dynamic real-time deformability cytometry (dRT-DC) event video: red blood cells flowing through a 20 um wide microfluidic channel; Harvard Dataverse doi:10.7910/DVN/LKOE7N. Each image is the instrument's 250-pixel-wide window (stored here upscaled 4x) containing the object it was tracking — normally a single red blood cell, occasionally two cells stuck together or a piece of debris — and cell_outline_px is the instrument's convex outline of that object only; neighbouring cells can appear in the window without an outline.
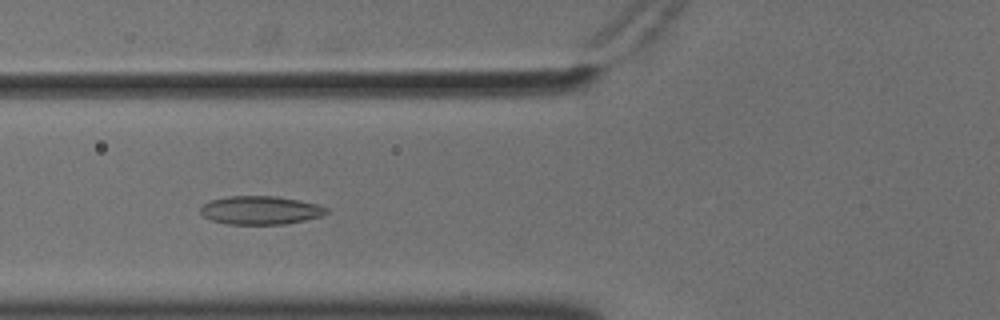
{"species": "common noctule bat (a hibernating species)", "species_latin": "Nyctalus noctula", "temperature_condition": "cold", "stored_images_in_passage": 55, "camera_frame_rate_fps": 3000, "um_per_image_px": 0.085, "animal": {"sex": "male", "body_mass_g": 18.8}, "frame": {"image": 1, "passage_image": 21, "time_ms": 6.667, "image_size_px": [1000, 320], "cell_outline_px": [[328, 212], [320, 216], [304, 220], [284, 224], [228, 224], [212, 220], [204, 216], [200, 212], [200, 208], [204, 204], [212, 200], [228, 196], [276, 196], [300, 200], [316, 204], [328, 208]], "centroid_in_image_um": [22.14, 17.86], "position_along_channel_um": 103.7, "area_um2": 20.69}}
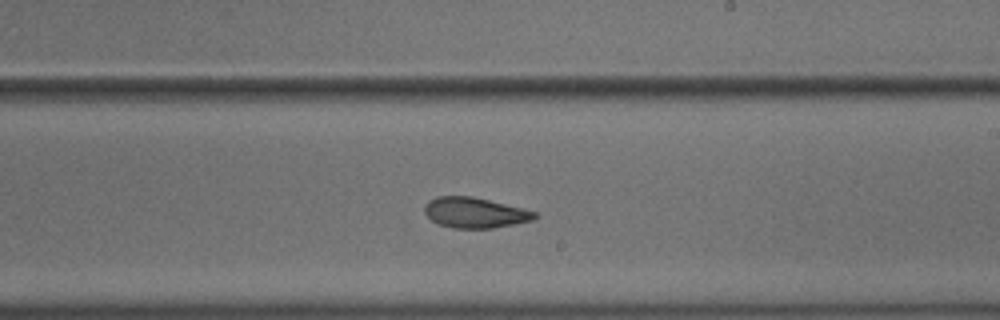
{"frame": {"image": 2, "passage_image": 33, "time_ms": 10.667, "image_size_px": [1000, 320], "cell_outline_px": [[536, 216], [532, 220], [492, 228], [452, 228], [440, 224], [432, 220], [424, 212], [424, 204], [428, 200], [436, 196], [472, 196], [536, 212]], "centroid_in_image_um": [40.29, 18.07], "position_along_channel_um": 248.7, "area_um2": 19.25}}
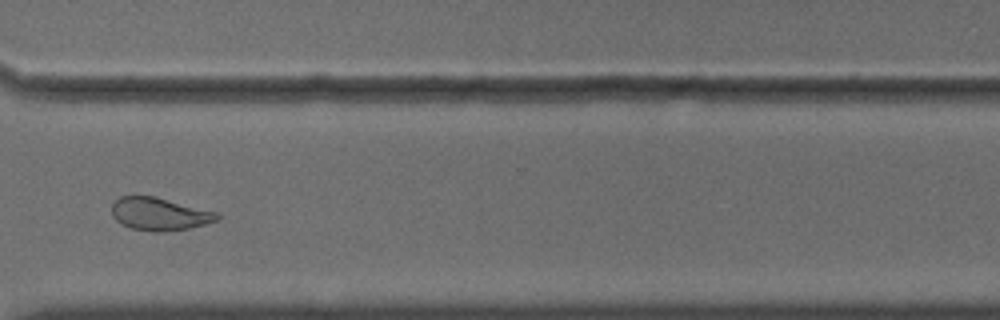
{"frame": {"image": 3, "passage_image": 42, "time_ms": 13.667, "image_size_px": [1000, 320], "cell_outline_px": [[220, 220], [192, 228], [164, 232], [160, 232], [132, 228], [116, 220], [112, 216], [112, 204], [120, 196], [152, 196], [216, 212], [220, 216]], "centroid_in_image_um": [13.57, 18.2], "position_along_channel_um": 357.0, "area_um2": 19.88}, "authors_computed_cell_mechanics": {"area_um2": 21.386, "velocity_mm_per_s": 3.6128, "shape_relaxation_time_tau1_ms": 9.0475, "shape_relaxation_time_tau2_ms": 2.9363, "deformation_change_tau1": 0.1586, "deformation_change_tau2": 0.0853}}